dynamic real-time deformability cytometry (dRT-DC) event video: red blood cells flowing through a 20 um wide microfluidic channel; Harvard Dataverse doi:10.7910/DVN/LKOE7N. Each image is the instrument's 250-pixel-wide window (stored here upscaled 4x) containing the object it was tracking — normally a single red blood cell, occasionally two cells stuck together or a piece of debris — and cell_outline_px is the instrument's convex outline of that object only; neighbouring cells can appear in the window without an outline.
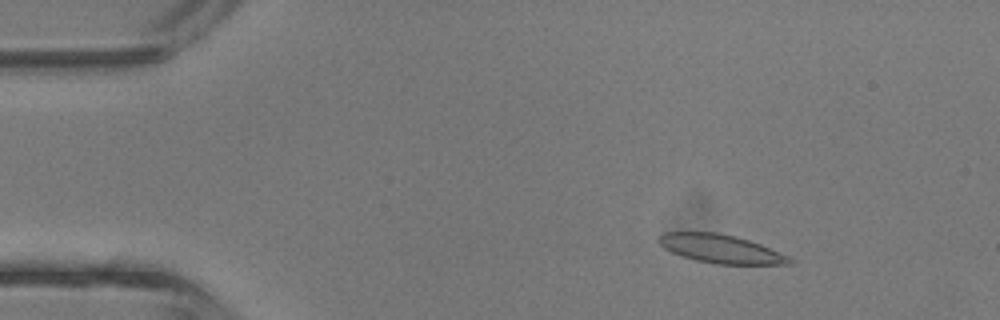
{"species": "common noctule bat (a hibernating species)", "species_latin": "Nyctalus noctula", "temperature_condition": "room temperature", "stored_images_in_passage": 41, "camera_frame_rate_fps": 3000, "um_per_image_px": 0.085, "animal": {"sex": "male", "body_mass_g": 13.3}, "frame": {"image": 1, "passage_image": 6, "time_ms": 1.667, "image_size_px": [1000, 320], "cell_outline_px": [[796, 260], [792, 264], [716, 264], [696, 260], [680, 256], [664, 248], [660, 244], [660, 236], [664, 232], [716, 232], [736, 236], [760, 244], [792, 256]], "centroid_in_image_um": [61.34, 21.16], "position_along_channel_um": 23.7, "area_um2": 21.85}}
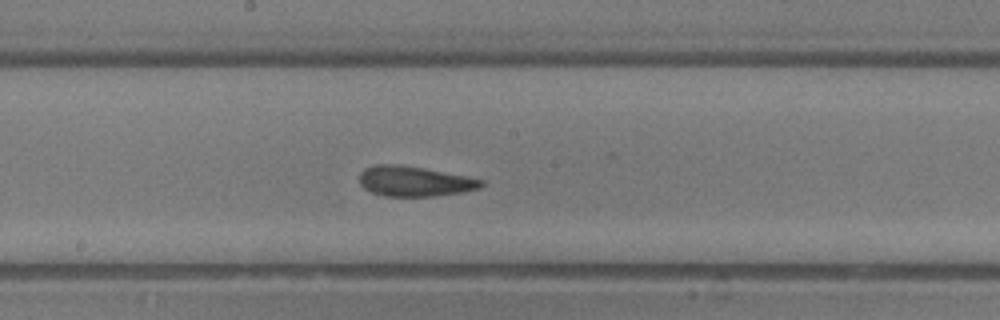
{"frame": {"image": 2, "passage_image": 22, "time_ms": 7.0, "image_size_px": [1000, 320], "cell_outline_px": [[484, 184], [480, 188], [464, 192], [432, 196], [384, 196], [372, 192], [364, 188], [360, 184], [360, 172], [364, 168], [376, 164], [400, 164], [424, 168], [468, 176], [484, 180]], "centroid_in_image_um": [35.24, 15.4], "position_along_channel_um": 213.0, "area_um2": 21.56}}
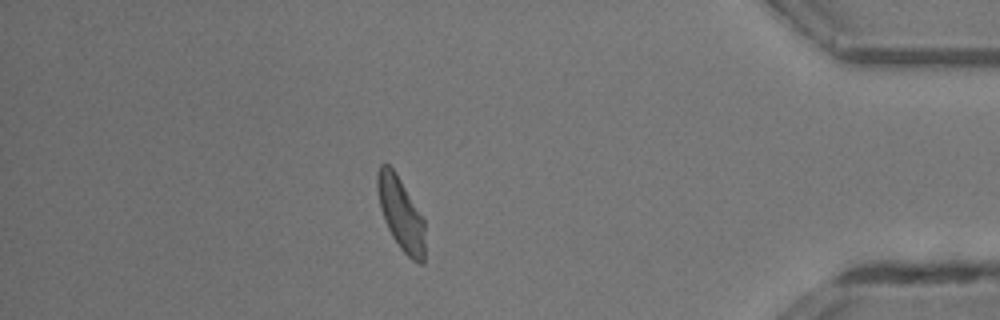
{"frame": {"image": 3, "passage_image": 36, "time_ms": 11.667, "image_size_px": [1000, 320], "cell_outline_px": [[424, 264], [420, 264], [412, 260], [400, 248], [392, 236], [384, 220], [380, 208], [376, 188], [376, 176], [380, 164], [388, 164], [396, 172], [424, 220]], "centroid_in_image_um": [34.05, 18.16], "position_along_channel_um": 401.2, "area_um2": 20.11}, "authors_computed_cell_mechanics": {"area_um2": 21.2704, "velocity_mm_per_s": 4.9693, "shape_relaxation_time_tau1_ms": 2.6653, "shape_relaxation_time_tau2_ms": 1.361, "deformation_change_tau1": 0.1329, "deformation_change_tau2": 0.0976}}